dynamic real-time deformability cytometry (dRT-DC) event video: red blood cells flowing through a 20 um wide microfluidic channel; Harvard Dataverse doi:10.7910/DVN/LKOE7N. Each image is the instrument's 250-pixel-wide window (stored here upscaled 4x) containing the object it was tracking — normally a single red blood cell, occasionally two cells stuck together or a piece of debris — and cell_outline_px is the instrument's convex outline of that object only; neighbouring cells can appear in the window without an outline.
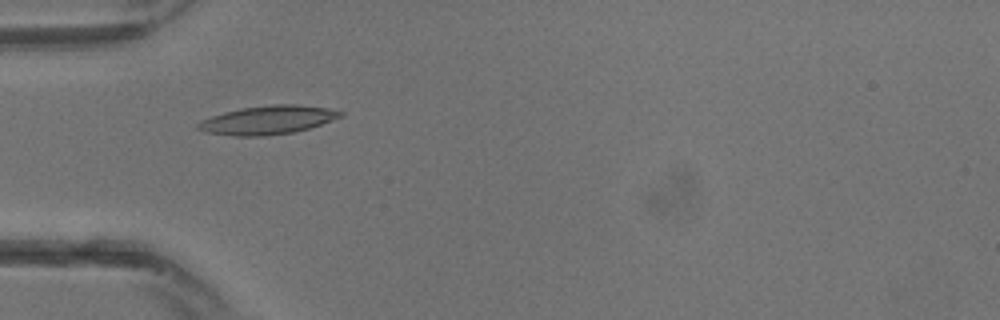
{"species": "common noctule bat (a hibernating species)", "species_latin": "Nyctalus noctula", "temperature_condition": "warm", "stored_images_in_passage": 9, "camera_frame_rate_fps": 3000, "um_per_image_px": 0.085, "animal": {"sex": "male", "body_mass_g": 13.3}, "frame": {"image": 1, "passage_image": 2, "time_ms": 0.333, "image_size_px": [1000, 320], "cell_outline_px": [[344, 116], [308, 128], [292, 132], [264, 136], [232, 136], [204, 132], [196, 128], [196, 124], [200, 120], [224, 112], [240, 108], [276, 104], [296, 104], [328, 108], [344, 112]], "centroid_in_image_um": [22.72, 10.2], "position_along_channel_um": 62.3, "area_um2": 23.76}}
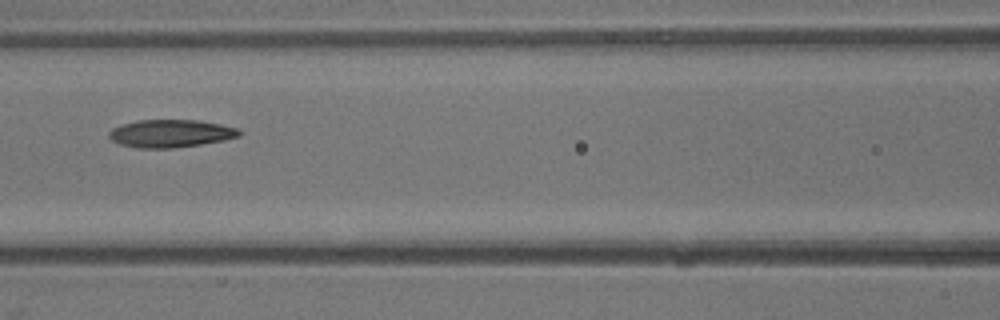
{"frame": {"image": 2, "passage_image": 6, "time_ms": 1.667, "image_size_px": [1000, 320], "cell_outline_px": [[244, 132], [240, 136], [224, 140], [200, 144], [172, 148], [140, 148], [120, 144], [112, 140], [108, 136], [108, 132], [112, 128], [136, 120], [200, 120], [220, 124], [236, 128]], "centroid_in_image_um": [14.52, 11.34], "position_along_channel_um": 152.1, "area_um2": 21.04}}
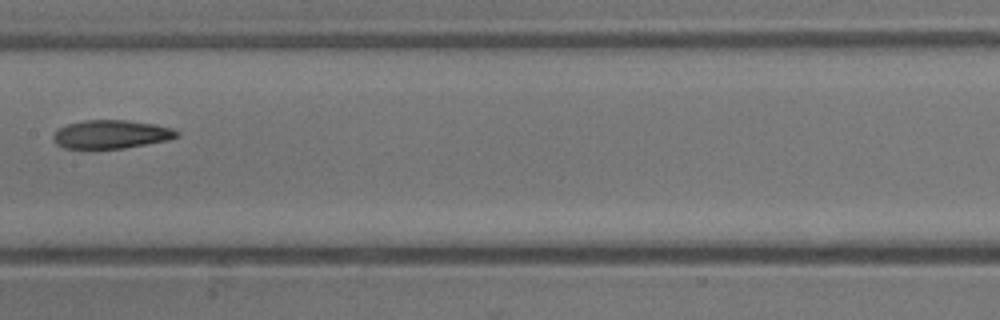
{"frame": {"image": 3, "passage_image": 8, "time_ms": 2.333, "image_size_px": [1000, 320], "cell_outline_px": [[180, 136], [168, 140], [124, 148], [64, 148], [56, 144], [52, 140], [52, 136], [60, 128], [68, 124], [84, 120], [124, 120], [156, 124], [172, 128], [180, 132]], "centroid_in_image_um": [9.47, 11.41], "position_along_channel_um": 197.9, "area_um2": 20.46}}